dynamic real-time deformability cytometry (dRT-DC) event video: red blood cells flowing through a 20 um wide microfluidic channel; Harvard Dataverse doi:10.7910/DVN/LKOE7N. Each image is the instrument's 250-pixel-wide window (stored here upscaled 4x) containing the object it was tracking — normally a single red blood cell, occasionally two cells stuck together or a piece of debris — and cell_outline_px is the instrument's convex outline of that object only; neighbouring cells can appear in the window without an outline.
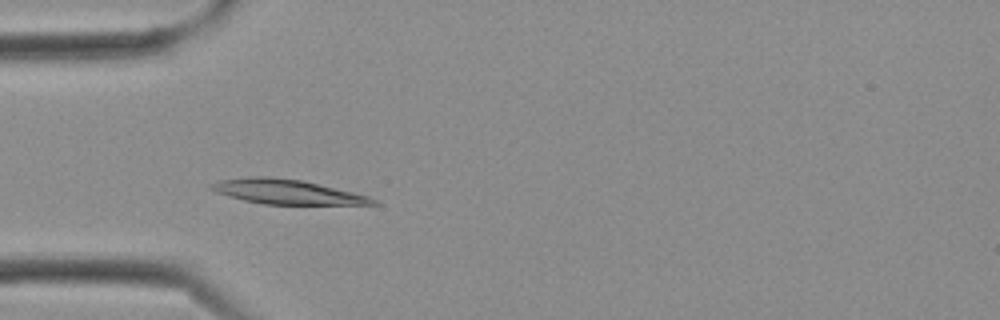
{"species": "Egyptian fruit bat (a non-hibernating species)", "species_latin": "Rousettus aegyptiacus", "temperature_condition": "cold", "stored_images_in_passage": 6, "camera_frame_rate_fps": 3000, "um_per_image_px": 0.085, "frame": {"image": 1, "passage_image": 4, "time_ms": 1.0, "image_size_px": [1000, 320], "cell_outline_px": [[380, 204], [264, 204], [244, 200], [228, 196], [216, 192], [208, 188], [208, 184], [220, 180], [248, 176], [268, 176], [300, 180], [352, 192], [368, 196], [376, 200]], "centroid_in_image_um": [24.29, 16.29], "position_along_channel_um": 60.7, "area_um2": 22.89}}